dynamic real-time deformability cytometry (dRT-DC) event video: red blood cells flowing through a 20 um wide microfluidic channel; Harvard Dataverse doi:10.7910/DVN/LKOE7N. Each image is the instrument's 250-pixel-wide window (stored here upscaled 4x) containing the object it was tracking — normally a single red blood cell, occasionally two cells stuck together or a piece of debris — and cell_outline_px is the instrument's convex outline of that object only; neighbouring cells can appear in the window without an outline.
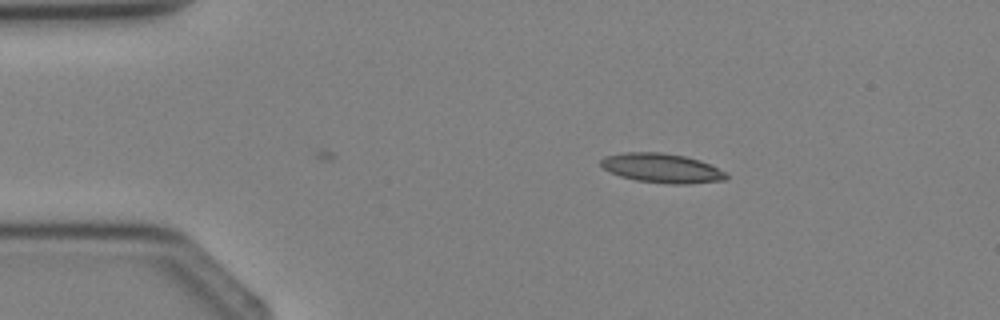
{"species": "Egyptian fruit bat (a non-hibernating species)", "species_latin": "Rousettus aegyptiacus", "temperature_condition": "cold", "stored_images_in_passage": 3, "camera_frame_rate_fps": 3000, "um_per_image_px": 0.085, "animal": {"sex": "female"}, "frame": {"image": 1, "passage_image": 3, "time_ms": 2.667, "image_size_px": [1000, 320], "cell_outline_px": [[728, 180], [688, 184], [668, 184], [636, 180], [620, 176], [608, 172], [600, 164], [600, 160], [604, 156], [624, 152], [664, 152], [684, 156], [700, 160], [724, 172], [728, 176]], "centroid_in_image_um": [56.23, 14.29], "position_along_channel_um": 28.8, "area_um2": 21.56}}